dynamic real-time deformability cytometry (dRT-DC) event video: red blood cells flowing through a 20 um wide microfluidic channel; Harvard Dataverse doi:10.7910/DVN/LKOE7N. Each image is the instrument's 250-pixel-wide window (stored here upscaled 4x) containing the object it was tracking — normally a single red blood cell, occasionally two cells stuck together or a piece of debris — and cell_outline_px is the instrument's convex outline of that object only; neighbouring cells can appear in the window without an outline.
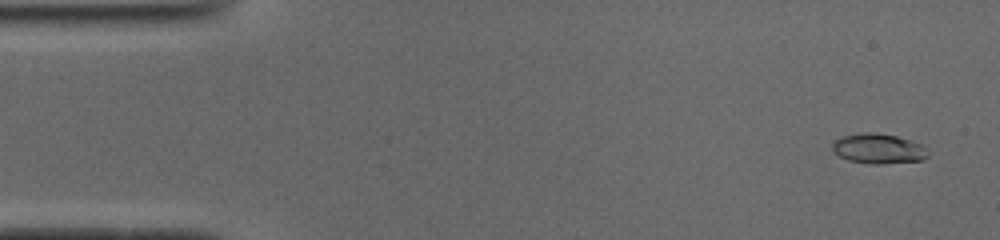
{"species": "common noctule bat (a hibernating species)", "species_latin": "Nyctalus noctula", "temperature_condition": "cold", "stored_images_in_passage": 51, "camera_frame_rate_fps": 3000, "um_per_image_px": 0.085, "animal": {"sex": "male", "body_mass_g": 19.0, "forearm_length_mm": 50.8}, "frame": {"image": 1, "passage_image": 3, "time_ms": 0.667, "image_size_px": [1000, 240], "cell_outline_px": [[928, 156], [924, 160], [880, 164], [872, 164], [848, 160], [840, 156], [832, 148], [832, 144], [836, 140], [844, 136], [864, 132], [876, 132], [896, 136], [920, 144], [924, 148]], "centroid_in_image_um": [74.66, 12.64], "position_along_channel_um": 10.3, "area_um2": 16.42}}
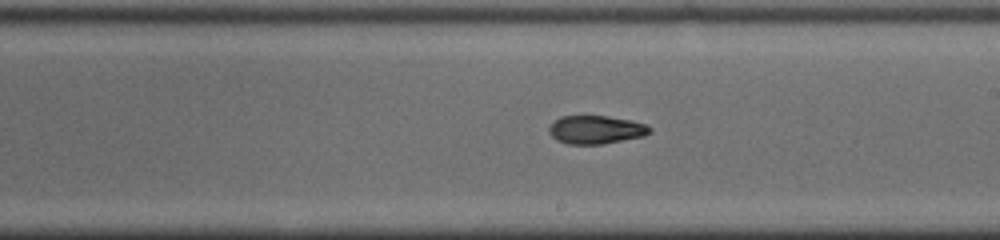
{"frame": {"image": 2, "passage_image": 29, "time_ms": 9.333, "image_size_px": [1000, 240], "cell_outline_px": [[652, 132], [644, 136], [604, 144], [568, 144], [556, 140], [548, 132], [548, 128], [560, 116], [608, 116], [648, 124], [652, 128]], "centroid_in_image_um": [50.68, 11.03], "position_along_channel_um": 238.3, "area_um2": 16.7}}
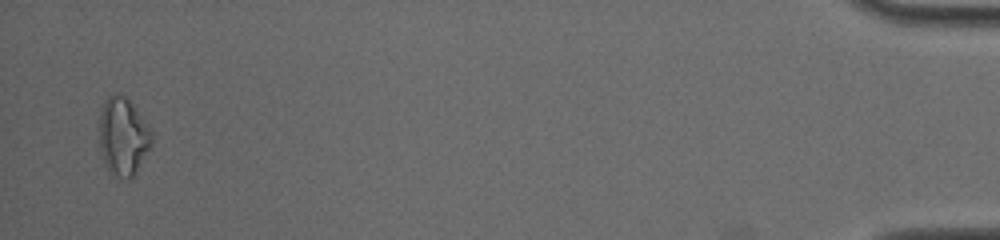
{"frame": {"image": 3, "passage_image": 50, "time_ms": 16.333, "image_size_px": [1000, 240], "cell_outline_px": [[152, 144], [136, 172], [128, 180], [116, 176], [108, 172], [100, 152], [100, 112], [104, 100], [108, 96], [116, 92], [120, 92], [136, 108], [148, 124], [152, 132]], "centroid_in_image_um": [10.46, 11.59], "position_along_channel_um": 424.7, "area_um2": 23.99}, "authors_computed_cell_mechanics": {"area_um2": 16.8198, "velocity_mm_per_s": 3.944, "shape_relaxation_time_tau1_ms": null, "shape_relaxation_time_tau2_ms": 3.61, "deformation_change_tau1": null, "deformation_change_tau2": 0.095}}